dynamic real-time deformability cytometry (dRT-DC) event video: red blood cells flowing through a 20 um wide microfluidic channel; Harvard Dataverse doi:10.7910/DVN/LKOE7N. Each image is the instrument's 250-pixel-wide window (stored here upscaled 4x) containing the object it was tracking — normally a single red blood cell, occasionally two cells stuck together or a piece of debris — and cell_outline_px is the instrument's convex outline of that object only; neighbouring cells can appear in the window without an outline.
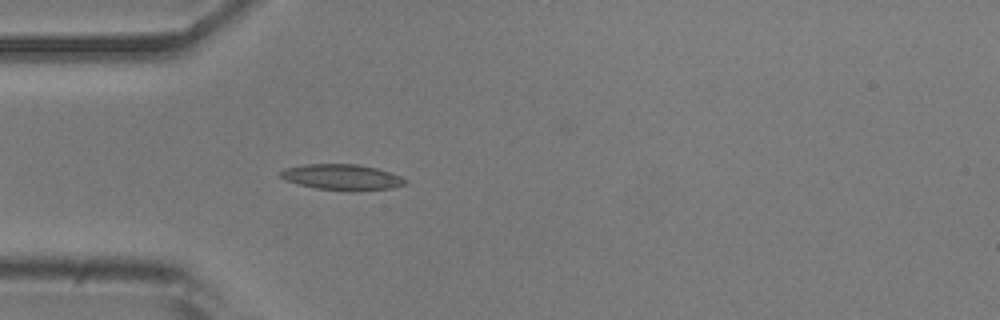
{"species": "common noctule bat (a hibernating species)", "species_latin": "Nyctalus noctula", "temperature_condition": "room temperature", "stored_images_in_passage": 5, "camera_frame_rate_fps": 3000, "um_per_image_px": 0.085, "animal": {"sex": "male", "body_mass_g": 20.5, "forearm_length_mm": 52.5}, "frame": {"image": 1, "passage_image": 5, "time_ms": 1.333, "image_size_px": [1000, 320], "cell_outline_px": [[408, 180], [404, 184], [392, 188], [352, 192], [316, 188], [296, 184], [280, 176], [280, 172], [284, 168], [304, 164], [360, 164], [376, 168], [400, 176]], "centroid_in_image_um": [29.07, 15.06], "position_along_channel_um": 55.9, "area_um2": 18.84}}